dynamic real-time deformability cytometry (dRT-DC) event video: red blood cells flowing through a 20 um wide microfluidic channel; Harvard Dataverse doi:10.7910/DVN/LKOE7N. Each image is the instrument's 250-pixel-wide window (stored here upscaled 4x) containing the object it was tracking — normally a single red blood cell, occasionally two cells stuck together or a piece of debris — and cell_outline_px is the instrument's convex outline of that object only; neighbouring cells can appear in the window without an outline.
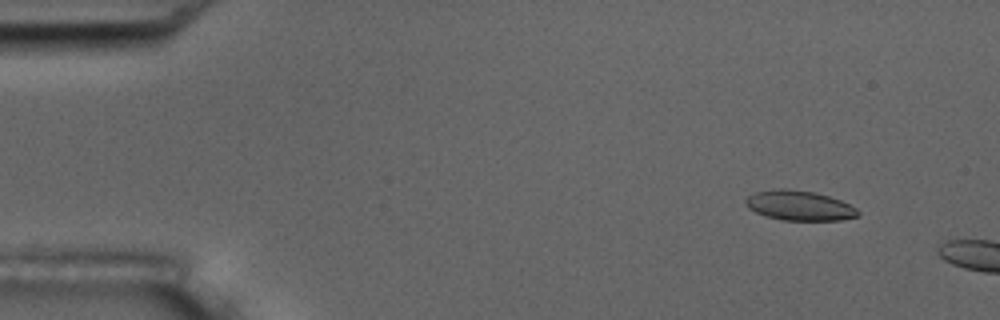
{"species": "common noctule bat (a hibernating species)", "species_latin": "Nyctalus noctula", "temperature_condition": "room temperature", "stored_images_in_passage": 3, "camera_frame_rate_fps": 3000, "um_per_image_px": 0.085, "animal": {"sex": "male", "body_mass_g": 17.5, "forearm_length_mm": 52.3}, "frame": {"image": 1, "passage_image": 2, "time_ms": 1.0, "image_size_px": [1000, 320], "cell_outline_px": [[860, 216], [840, 220], [780, 220], [764, 216], [748, 208], [744, 204], [744, 200], [748, 196], [756, 192], [780, 188], [788, 188], [816, 192], [840, 200], [856, 208], [860, 212]], "centroid_in_image_um": [67.93, 17.47], "position_along_channel_um": 17.1, "area_um2": 19.71}}